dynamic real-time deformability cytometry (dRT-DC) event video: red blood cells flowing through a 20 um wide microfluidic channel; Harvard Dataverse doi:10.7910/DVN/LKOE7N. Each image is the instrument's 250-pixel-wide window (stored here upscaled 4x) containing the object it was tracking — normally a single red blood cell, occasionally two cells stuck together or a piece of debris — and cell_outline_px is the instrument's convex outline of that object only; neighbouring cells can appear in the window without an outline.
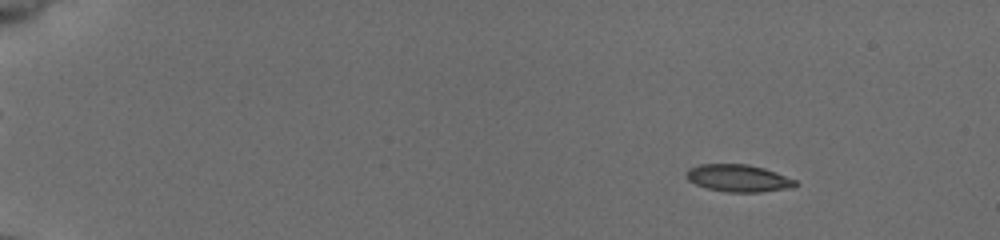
{"species": "common noctule bat (a hibernating species)", "species_latin": "Nyctalus noctula", "temperature_condition": "cold", "stored_images_in_passage": 55, "camera_frame_rate_fps": 3000, "um_per_image_px": 0.085, "animal": {"sex": "female", "body_mass_g": 19.5, "forearm_length_mm": 54.1}, "frame": {"image": 1, "passage_image": 8, "time_ms": 2.333, "image_size_px": [1000, 240], "cell_outline_px": [[800, 184], [792, 188], [760, 192], [728, 192], [708, 188], [696, 184], [688, 180], [684, 176], [684, 172], [688, 168], [700, 164], [748, 164], [764, 168], [776, 172], [796, 180]], "centroid_in_image_um": [62.76, 15.14], "position_along_channel_um": 22.2, "area_um2": 17.51}}
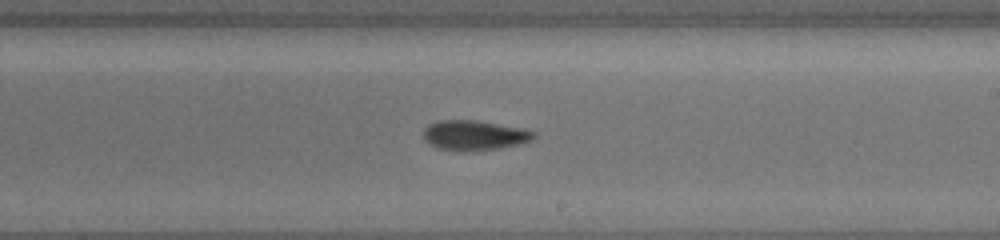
{"frame": {"image": 2, "passage_image": 35, "time_ms": 11.333, "image_size_px": [1000, 240], "cell_outline_px": [[536, 136], [532, 140], [520, 144], [500, 148], [464, 152], [456, 152], [436, 148], [428, 144], [424, 140], [424, 128], [428, 124], [440, 120], [480, 120], [524, 128], [536, 132]], "centroid_in_image_um": [40.31, 11.51], "position_along_channel_um": 248.7, "area_um2": 19.83}}
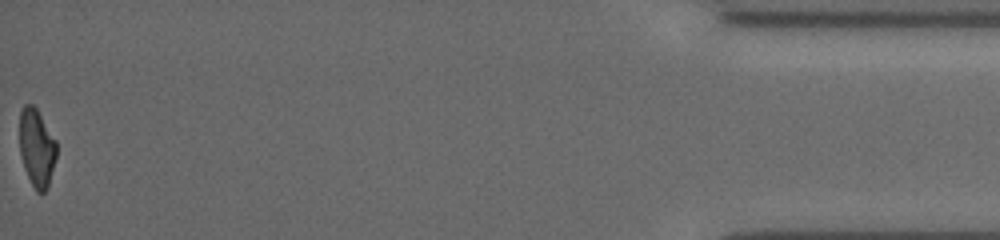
{"frame": {"image": 3, "passage_image": 55, "time_ms": 18.0, "image_size_px": [1000, 240], "cell_outline_px": [[56, 156], [48, 188], [44, 192], [36, 192], [24, 168], [20, 152], [20, 108], [24, 104], [32, 104], [36, 108], [56, 140]], "centroid_in_image_um": [3.12, 12.55], "position_along_channel_um": 432.1, "area_um2": 16.7}, "authors_computed_cell_mechanics": {"area_um2": 18.0336, "velocity_mm_per_s": 3.9426, "shape_relaxation_time_tau1_ms": 3.0205, "shape_relaxation_time_tau2_ms": 10.0438, "deformation_change_tau1": 0.1392, "deformation_change_tau2": 0.1715}}